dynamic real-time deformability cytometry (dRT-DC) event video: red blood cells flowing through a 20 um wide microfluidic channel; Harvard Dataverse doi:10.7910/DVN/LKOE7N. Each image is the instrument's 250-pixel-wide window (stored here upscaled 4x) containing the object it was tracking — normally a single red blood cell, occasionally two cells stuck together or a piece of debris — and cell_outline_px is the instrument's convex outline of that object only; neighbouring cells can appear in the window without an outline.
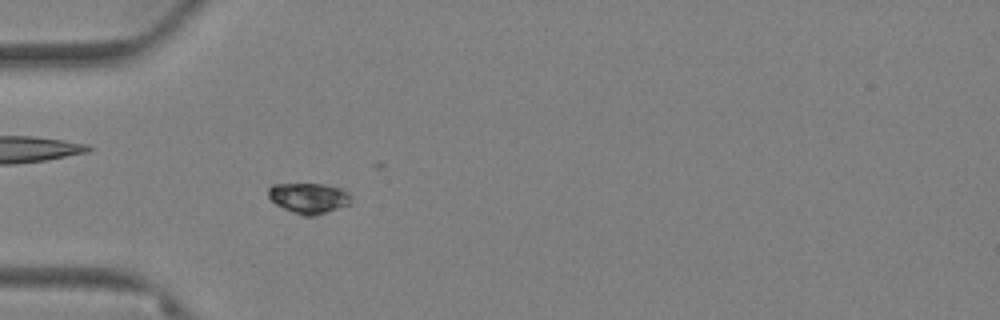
{"species": "Egyptian fruit bat (a non-hibernating species)", "species_latin": "Rousettus aegyptiacus", "temperature_condition": "warm", "stored_images_in_passage": 70, "camera_frame_rate_fps": 3000, "um_per_image_px": 0.085, "animal": {"sex": "female"}, "frame": {"image": 1, "passage_image": 24, "time_ms": 7.667, "image_size_px": [1000, 320], "cell_outline_px": [[352, 200], [348, 204], [316, 216], [300, 216], [276, 204], [268, 196], [268, 188], [272, 184], [324, 184], [344, 188], [352, 196]], "centroid_in_image_um": [26.26, 16.83], "position_along_channel_um": 58.7, "area_um2": 14.85}}
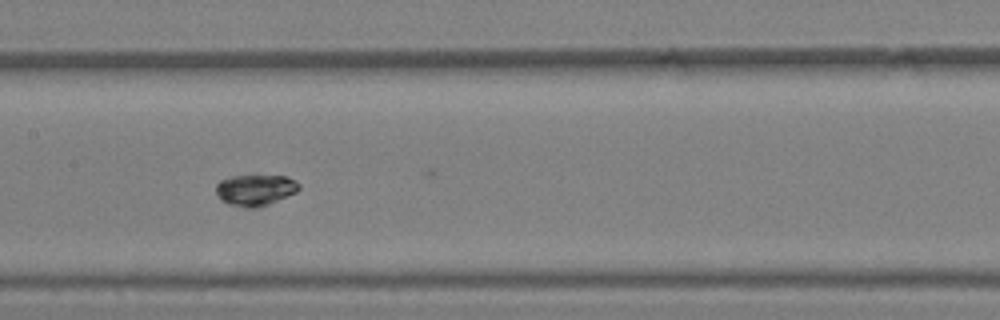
{"frame": {"image": 2, "passage_image": 38, "time_ms": 12.333, "image_size_px": [1000, 320], "cell_outline_px": [[300, 188], [296, 192], [260, 208], [248, 208], [228, 204], [220, 200], [216, 192], [216, 184], [220, 180], [232, 176], [288, 176], [296, 180], [300, 184]], "centroid_in_image_um": [21.7, 16.16], "position_along_channel_um": 185.7, "area_um2": 15.2}}
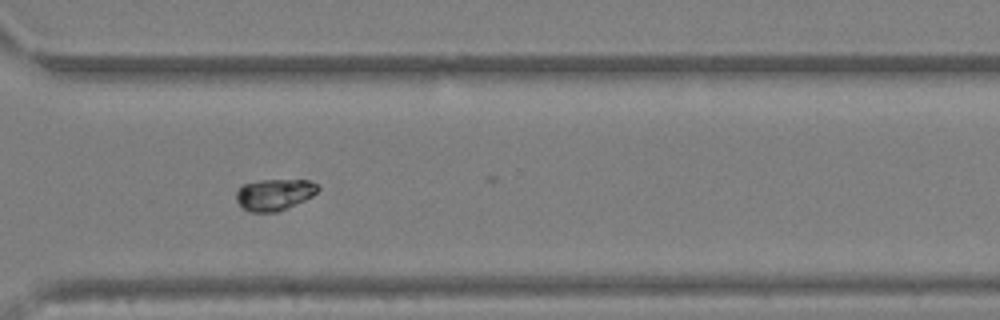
{"frame": {"image": 3, "passage_image": 55, "time_ms": 18.0, "image_size_px": [1000, 320], "cell_outline_px": [[320, 188], [312, 196], [280, 212], [248, 212], [236, 200], [236, 192], [244, 184], [260, 180], [308, 180], [320, 184]], "centroid_in_image_um": [23.35, 16.54], "position_along_channel_um": 347.3, "area_um2": 15.03}}